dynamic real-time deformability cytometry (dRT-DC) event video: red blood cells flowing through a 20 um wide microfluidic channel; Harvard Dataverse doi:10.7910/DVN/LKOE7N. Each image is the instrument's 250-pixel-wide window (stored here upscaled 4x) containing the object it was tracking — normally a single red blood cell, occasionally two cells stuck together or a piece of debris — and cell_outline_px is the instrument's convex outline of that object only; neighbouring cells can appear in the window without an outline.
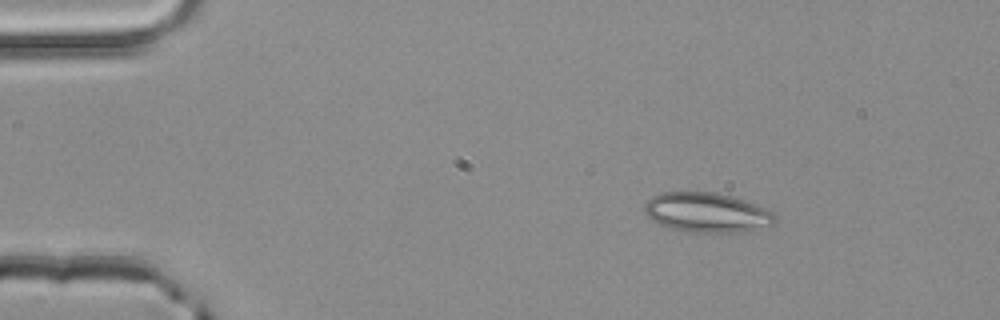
{"species": "common noctule bat (a hibernating species)", "species_latin": "Nyctalus noctula", "temperature_condition": "room temperature", "stored_images_in_passage": 50, "camera_frame_rate_fps": 3000, "um_per_image_px": 0.085, "animal": {"sex": "male", "body_mass_g": 20.4}, "frame": {"image": 1, "passage_image": 7, "time_ms": 2.0, "image_size_px": [1000, 320], "cell_outline_px": [[776, 220], [772, 224], [740, 232], [688, 232], [668, 228], [652, 220], [644, 212], [644, 204], [652, 196], [660, 192], [712, 192], [732, 196], [756, 204], [772, 212], [776, 216]], "centroid_in_image_um": [60.03, 18.06], "position_along_channel_um": 25.0, "area_um2": 30.06}}
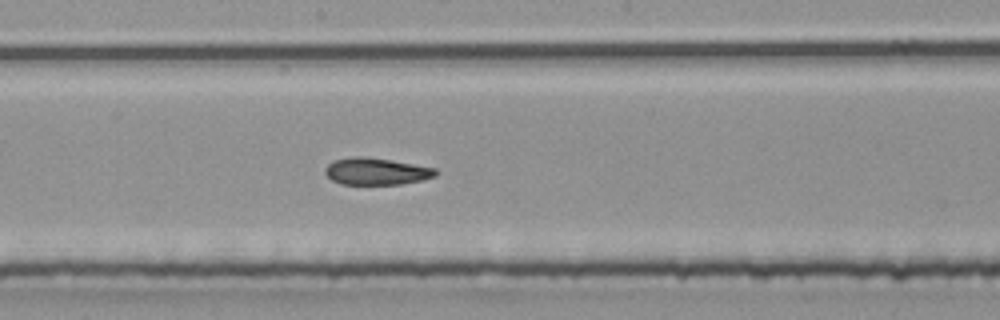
{"frame": {"image": 2, "passage_image": 27, "time_ms": 8.667, "image_size_px": [1000, 320], "cell_outline_px": [[436, 176], [424, 180], [400, 184], [340, 184], [332, 180], [324, 172], [324, 168], [332, 160], [356, 156], [364, 156], [392, 160], [436, 168]], "centroid_in_image_um": [31.97, 14.56], "position_along_channel_um": 216.2, "area_um2": 17.46}}
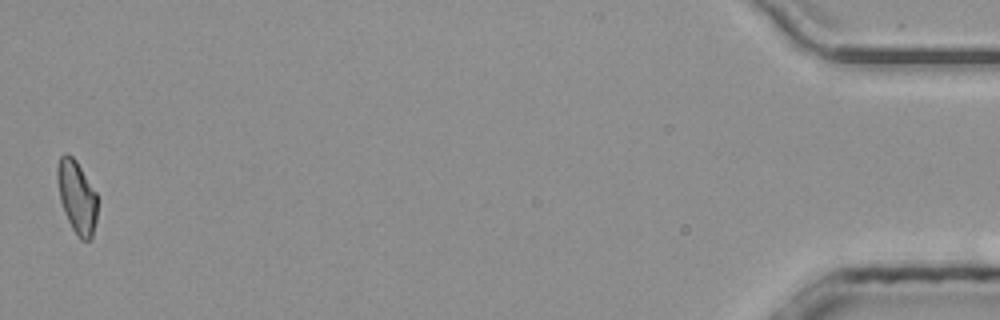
{"frame": {"image": 3, "passage_image": 50, "time_ms": 16.333, "image_size_px": [1000, 320], "cell_outline_px": [[100, 200], [92, 240], [80, 240], [76, 236], [64, 212], [60, 200], [56, 180], [56, 168], [60, 156], [64, 152], [68, 152], [76, 160], [96, 192]], "centroid_in_image_um": [6.55, 16.74], "position_along_channel_um": 428.7, "area_um2": 17.63}, "authors_computed_cell_mechanics": {"area_um2": 17.8602, "velocity_mm_per_s": 4.062, "shape_relaxation_time_tau1_ms": null, "shape_relaxation_time_tau2_ms": 3.4419, "deformation_change_tau1": null, "deformation_change_tau2": 0.1096}}